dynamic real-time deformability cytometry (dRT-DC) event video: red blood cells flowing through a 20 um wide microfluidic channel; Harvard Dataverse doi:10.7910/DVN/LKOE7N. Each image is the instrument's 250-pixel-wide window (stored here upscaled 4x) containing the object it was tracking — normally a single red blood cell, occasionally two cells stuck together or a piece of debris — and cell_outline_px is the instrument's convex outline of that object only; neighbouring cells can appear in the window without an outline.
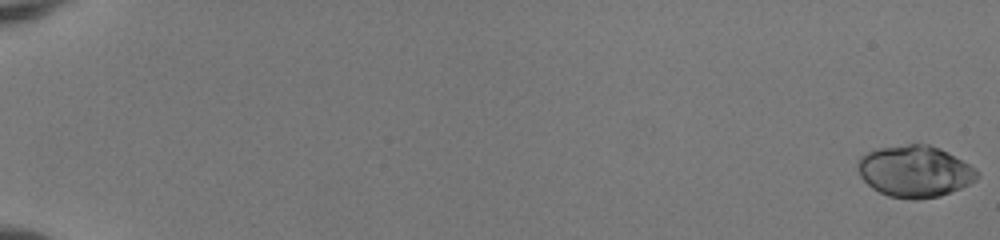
{"species": "human", "species_latin": "Homo sapiens", "temperature_condition": "room temperature", "stored_images_in_passage": 55, "camera_frame_rate_fps": 3000, "um_per_image_px": 0.085, "donor": {"sex": "female"}, "frame": {"image": 1, "passage_image": 1, "time_ms": 0.0, "image_size_px": [1000, 240], "cell_outline_px": [[980, 176], [976, 180], [960, 188], [940, 196], [916, 200], [888, 196], [872, 188], [860, 176], [856, 164], [860, 156], [876, 148], [908, 144], [928, 144], [940, 148], [976, 168], [980, 172]], "centroid_in_image_um": [77.76, 14.56], "position_along_channel_um": 7.2, "area_um2": 36.01}}
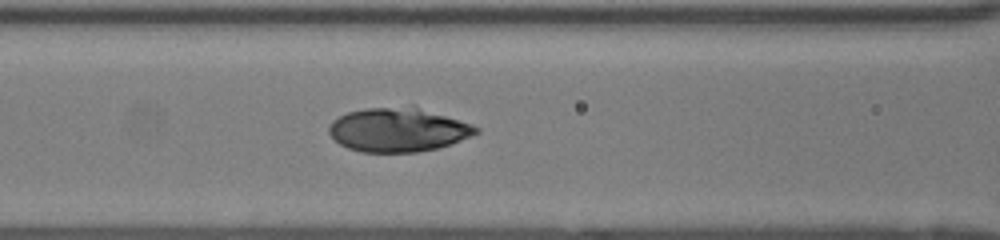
{"frame": {"image": 2, "passage_image": 27, "time_ms": 8.667, "image_size_px": [1000, 240], "cell_outline_px": [[480, 132], [472, 136], [436, 148], [416, 152], [360, 152], [348, 148], [340, 144], [328, 132], [328, 128], [332, 120], [348, 112], [364, 108], [412, 104], [472, 124], [480, 128]], "centroid_in_image_um": [33.84, 11.0], "position_along_channel_um": 132.8, "area_um2": 38.09}}
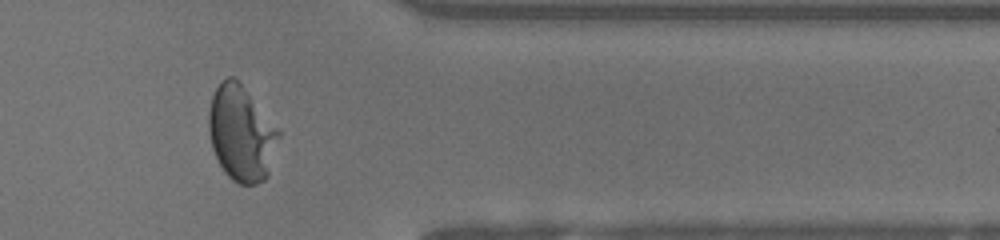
{"frame": {"image": 3, "passage_image": 47, "time_ms": 15.333, "image_size_px": [1000, 240], "cell_outline_px": [[280, 136], [268, 176], [264, 180], [256, 184], [240, 184], [232, 180], [224, 172], [212, 148], [208, 132], [208, 112], [212, 96], [216, 88], [228, 76], [232, 76], [240, 84], [280, 132]], "centroid_in_image_um": [20.49, 11.39], "position_along_channel_um": 390.9, "area_um2": 38.26}, "authors_computed_cell_mechanics": {"area_um2": 37.2232, "velocity_mm_per_s": 3.99, "shape_relaxation_time_tau1_ms": 3.5418, "shape_relaxation_time_tau2_ms": null, "deformation_change_tau1": 0.1582, "deformation_change_tau2": null}}